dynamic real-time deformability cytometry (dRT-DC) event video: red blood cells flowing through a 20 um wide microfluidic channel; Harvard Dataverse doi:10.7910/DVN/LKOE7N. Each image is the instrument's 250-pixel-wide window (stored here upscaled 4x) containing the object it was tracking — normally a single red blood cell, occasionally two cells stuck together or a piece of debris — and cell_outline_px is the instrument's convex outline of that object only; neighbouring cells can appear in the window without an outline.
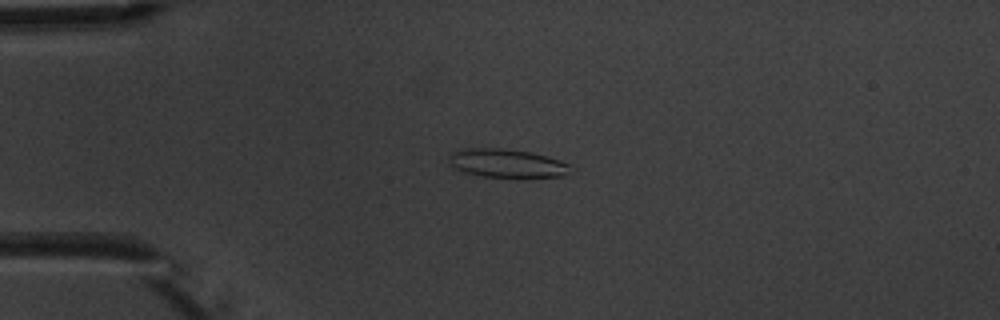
{"species": "common noctule bat (a hibernating species)", "species_latin": "Nyctalus noctula", "temperature_condition": "warm", "stored_images_in_passage": 5, "camera_frame_rate_fps": 3000, "um_per_image_px": 0.085, "animal": {"sex": "male", "body_mass_g": 20.1, "forearm_length_mm": 53.5}, "frame": {"image": 1, "passage_image": 4, "time_ms": 3.667, "image_size_px": [1000, 320], "cell_outline_px": [[568, 164], [564, 176], [524, 180], [484, 176], [464, 172], [456, 168], [452, 164], [448, 156], [452, 152], [464, 148], [500, 148], [532, 152], [548, 156], [560, 160]], "centroid_in_image_um": [43.11, 13.91], "position_along_channel_um": 41.9, "area_um2": 20.69}}